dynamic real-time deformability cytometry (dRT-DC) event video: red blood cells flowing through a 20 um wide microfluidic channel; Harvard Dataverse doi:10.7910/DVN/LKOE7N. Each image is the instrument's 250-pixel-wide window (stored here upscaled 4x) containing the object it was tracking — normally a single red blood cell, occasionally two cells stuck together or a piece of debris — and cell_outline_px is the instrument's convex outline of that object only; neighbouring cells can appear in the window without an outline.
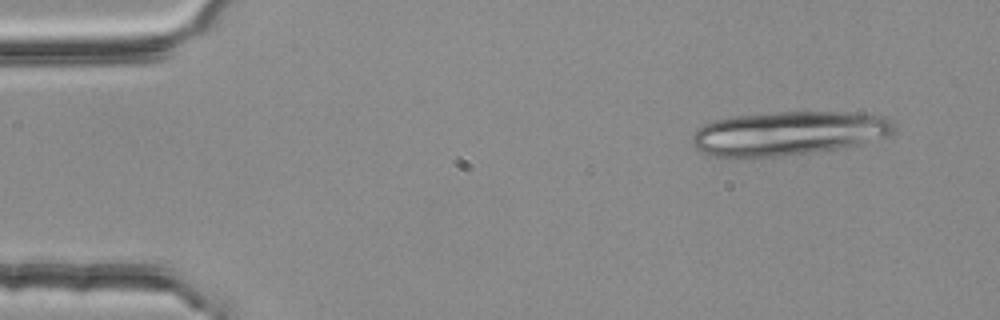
{"species": "common noctule bat (a hibernating species)", "species_latin": "Nyctalus noctula", "temperature_condition": "room temperature", "stored_images_in_passage": 3, "camera_frame_rate_fps": 3000, "um_per_image_px": 0.085, "animal": {"sex": "female", "body_mass_g": 25.1}, "frame": {"image": 1, "passage_image": 1, "time_ms": 0.0, "image_size_px": [1000, 320], "cell_outline_px": [[896, 128], [888, 136], [844, 148], [748, 160], [708, 156], [700, 152], [696, 148], [692, 140], [692, 136], [696, 128], [712, 120], [736, 116], [776, 112], [852, 112], [884, 116]], "centroid_in_image_um": [66.93, 11.36], "position_along_channel_um": 18.1, "area_um2": 52.66}}